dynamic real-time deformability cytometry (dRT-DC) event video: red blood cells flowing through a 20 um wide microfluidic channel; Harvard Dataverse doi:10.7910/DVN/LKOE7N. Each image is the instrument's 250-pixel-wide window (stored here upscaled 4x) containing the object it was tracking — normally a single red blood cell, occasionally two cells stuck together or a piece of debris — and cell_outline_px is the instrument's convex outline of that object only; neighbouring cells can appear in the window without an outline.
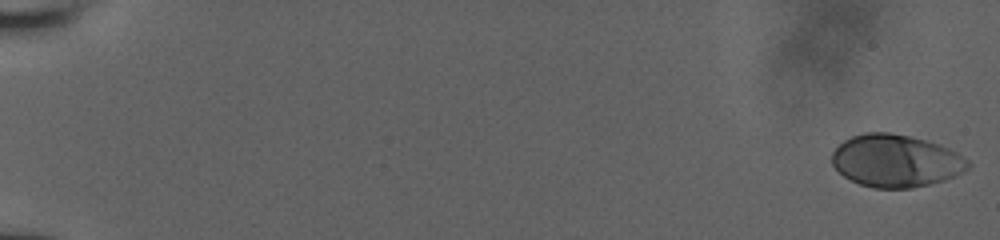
{"species": "human", "species_latin": "Homo sapiens", "temperature_condition": "room temperature", "stored_images_in_passage": 56, "camera_frame_rate_fps": 3000, "um_per_image_px": 0.085, "donor": {"sex": "male"}, "frame": {"image": 1, "passage_image": 1, "time_ms": 0.0, "image_size_px": [1000, 240], "cell_outline_px": [[972, 164], [964, 172], [956, 176], [944, 180], [912, 188], [872, 188], [860, 184], [844, 176], [832, 164], [832, 152], [844, 140], [852, 136], [864, 132], [888, 132], [908, 136], [940, 144], [956, 152], [968, 160]], "centroid_in_image_um": [76.16, 13.67], "position_along_channel_um": 8.8, "area_um2": 41.56}}
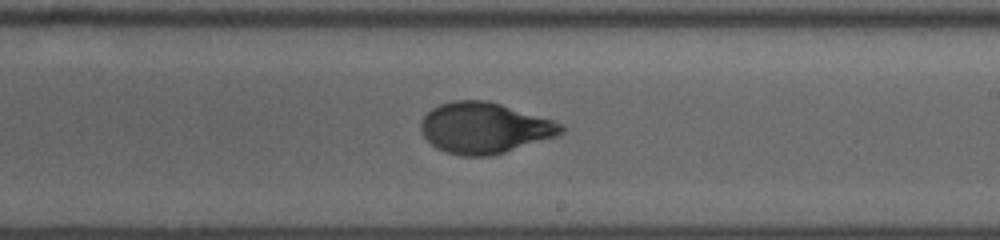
{"frame": {"image": 2, "passage_image": 36, "time_ms": 11.667, "image_size_px": [1000, 240], "cell_outline_px": [[564, 132], [556, 136], [492, 156], [460, 156], [444, 152], [436, 148], [420, 132], [420, 120], [432, 108], [440, 104], [452, 100], [488, 100], [552, 120], [564, 124]], "centroid_in_image_um": [41.14, 10.88], "position_along_channel_um": 247.9, "area_um2": 41.67}}
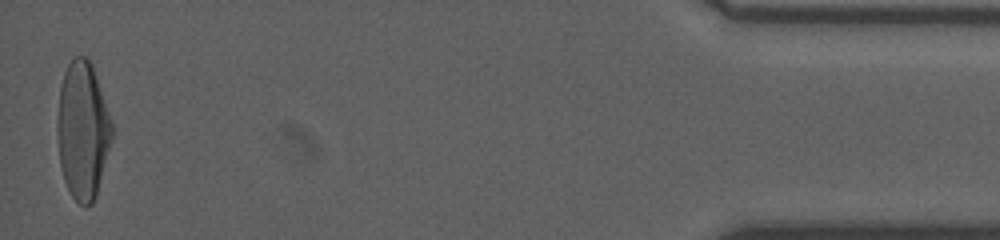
{"frame": {"image": 3, "passage_image": 56, "time_ms": 18.333, "image_size_px": [1000, 240], "cell_outline_px": [[112, 140], [96, 196], [92, 204], [84, 208], [72, 196], [64, 180], [60, 164], [56, 128], [56, 124], [60, 88], [64, 72], [72, 56], [84, 56], [92, 64], [112, 120]], "centroid_in_image_um": [7.03, 11.08], "position_along_channel_um": 428.2, "area_um2": 43.99}, "authors_computed_cell_mechanics": {"area_um2": 41.3848, "velocity_mm_per_s": 3.8873, "shape_relaxation_time_tau1_ms": 3.7608, "shape_relaxation_time_tau2_ms": 0.5776, "deformation_change_tau1": 0.19, "deformation_change_tau2": 0.0453}}